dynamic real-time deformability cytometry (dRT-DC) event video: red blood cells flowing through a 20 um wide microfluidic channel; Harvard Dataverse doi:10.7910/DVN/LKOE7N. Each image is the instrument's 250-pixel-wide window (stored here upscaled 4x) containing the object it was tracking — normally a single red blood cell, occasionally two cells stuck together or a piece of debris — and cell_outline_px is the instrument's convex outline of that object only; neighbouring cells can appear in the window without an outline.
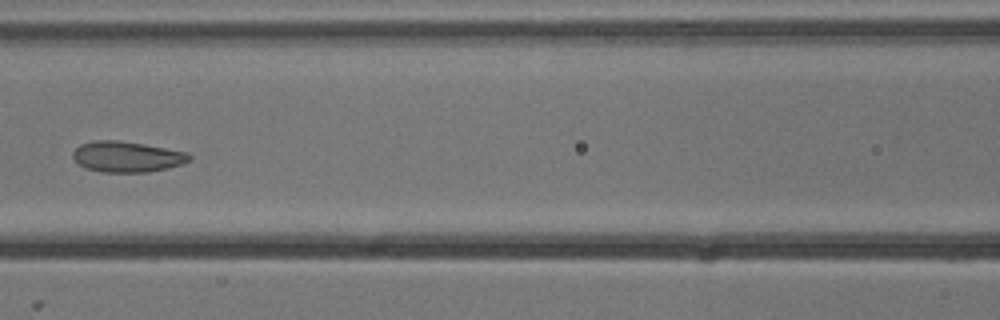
{"species": "common noctule bat (a hibernating species)", "species_latin": "Nyctalus noctula", "temperature_condition": "cold", "stored_images_in_passage": 7, "camera_frame_rate_fps": 3000, "um_per_image_px": 0.085, "animal": {"sex": "male", "body_mass_g": 13.3}, "frame": {"image": 1, "passage_image": 7, "time_ms": 2.0, "image_size_px": [1000, 320], "cell_outline_px": [[192, 160], [184, 164], [168, 168], [148, 172], [104, 172], [84, 168], [72, 156], [72, 152], [80, 144], [92, 140], [120, 140], [144, 144], [188, 152], [192, 156]], "centroid_in_image_um": [10.82, 13.31], "position_along_channel_um": 155.8, "area_um2": 21.1}}